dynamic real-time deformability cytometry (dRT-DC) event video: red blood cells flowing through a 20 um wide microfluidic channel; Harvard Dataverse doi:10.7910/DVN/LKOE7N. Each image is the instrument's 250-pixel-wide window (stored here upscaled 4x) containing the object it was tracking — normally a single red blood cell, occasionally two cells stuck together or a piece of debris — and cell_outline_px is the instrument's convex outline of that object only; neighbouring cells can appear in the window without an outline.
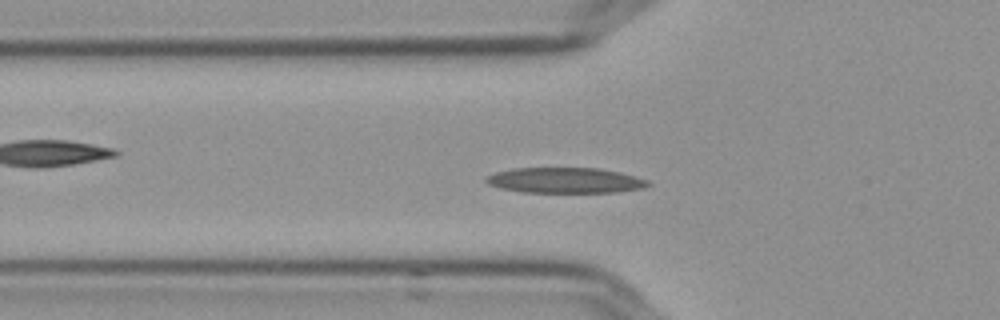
{"species": "Egyptian fruit bat (a non-hibernating species)", "species_latin": "Rousettus aegyptiacus", "temperature_condition": "cold", "stored_images_in_passage": 53, "camera_frame_rate_fps": 3000, "um_per_image_px": 0.085, "frame": {"image": 1, "passage_image": 16, "time_ms": 5.0, "image_size_px": [1000, 320], "cell_outline_px": [[652, 184], [644, 188], [620, 192], [520, 192], [500, 188], [488, 184], [484, 180], [484, 176], [496, 172], [512, 168], [596, 168], [620, 172], [648, 180]], "centroid_in_image_um": [48.02, 15.33], "position_along_channel_um": 77.8, "area_um2": 24.22}}
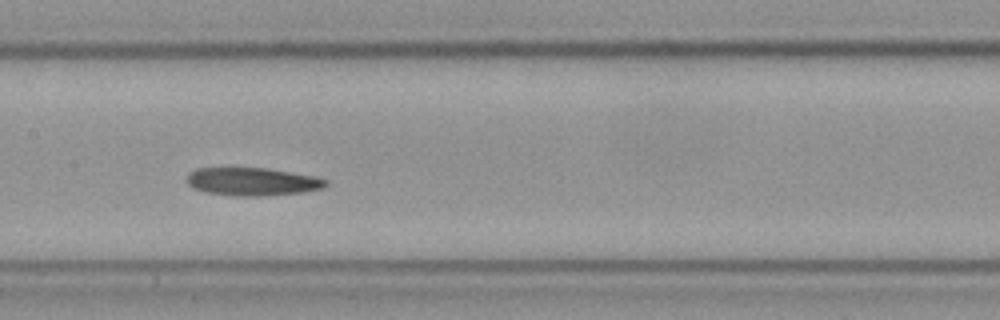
{"frame": {"image": 2, "passage_image": 25, "time_ms": 8.0, "image_size_px": [1000, 320], "cell_outline_px": [[328, 184], [324, 188], [304, 192], [260, 196], [236, 196], [204, 192], [192, 188], [188, 184], [188, 172], [196, 168], [268, 168], [316, 176], [328, 180]], "centroid_in_image_um": [21.47, 15.44], "position_along_channel_um": 185.9, "area_um2": 22.89}}
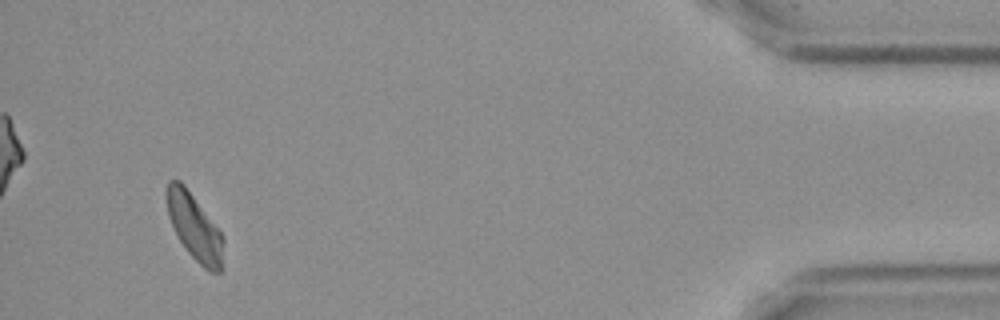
{"frame": {"image": 3, "passage_image": 50, "time_ms": 16.333, "image_size_px": [1000, 320], "cell_outline_px": [[224, 268], [220, 272], [208, 272], [188, 252], [180, 240], [168, 216], [164, 196], [164, 192], [168, 180], [180, 180], [184, 184], [220, 232], [224, 240]], "centroid_in_image_um": [16.53, 19.3], "position_along_channel_um": 418.7, "area_um2": 22.02}, "authors_computed_cell_mechanics": {"area_um2": 22.8888, "velocity_mm_per_s": 3.5881, "shape_relaxation_time_tau1_ms": 9.3826, "shape_relaxation_time_tau2_ms": null, "deformation_change_tau1": 0.2091, "deformation_change_tau2": null}}